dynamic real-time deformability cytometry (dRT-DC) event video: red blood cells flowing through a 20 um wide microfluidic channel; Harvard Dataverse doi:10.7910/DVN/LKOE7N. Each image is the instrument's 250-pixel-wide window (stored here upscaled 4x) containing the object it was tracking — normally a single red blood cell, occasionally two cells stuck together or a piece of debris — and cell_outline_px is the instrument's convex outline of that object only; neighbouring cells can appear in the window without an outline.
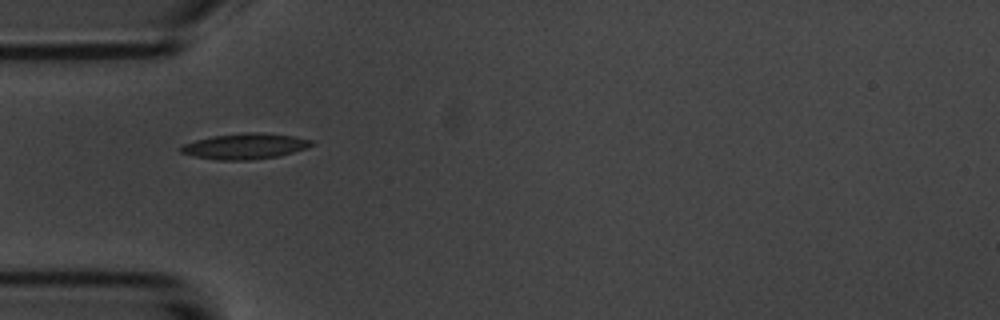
{"species": "common noctule bat (a hibernating species)", "species_latin": "Nyctalus noctula", "temperature_condition": "room temperature", "stored_images_in_passage": 7, "camera_frame_rate_fps": 3000, "um_per_image_px": 0.085, "animal": {"sex": "male", "body_mass_g": 20.1, "forearm_length_mm": 53.5}, "frame": {"image": 1, "passage_image": 1, "time_ms": 0.0, "image_size_px": [1000, 320], "cell_outline_px": [[316, 144], [308, 148], [280, 156], [252, 160], [216, 160], [196, 156], [180, 152], [180, 148], [184, 144], [196, 140], [212, 136], [244, 132], [256, 132], [292, 136], [312, 140]], "centroid_in_image_um": [20.87, 12.43], "position_along_channel_um": 64.1, "area_um2": 19.59}}
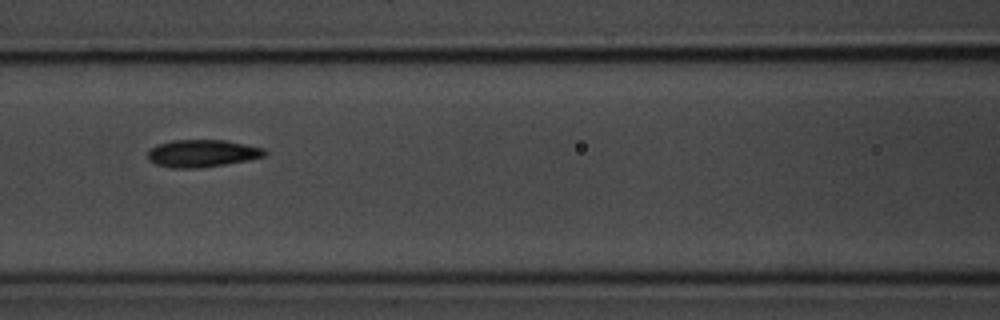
{"frame": {"image": 2, "passage_image": 3, "time_ms": 2.333, "image_size_px": [1000, 320], "cell_outline_px": [[268, 152], [264, 156], [248, 160], [224, 164], [196, 168], [172, 168], [156, 164], [148, 160], [148, 148], [156, 144], [172, 140], [224, 140], [264, 148]], "centroid_in_image_um": [17.14, 13.03], "position_along_channel_um": 149.5, "area_um2": 18.67}}
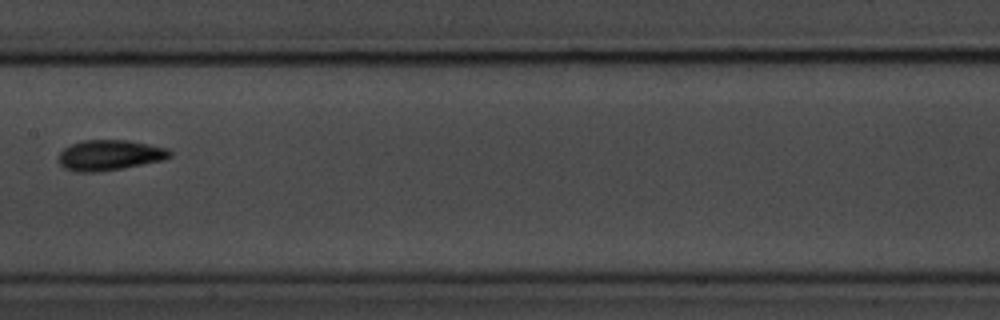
{"frame": {"image": 3, "passage_image": 4, "time_ms": 3.667, "image_size_px": [1000, 320], "cell_outline_px": [[172, 156], [164, 160], [124, 168], [96, 172], [72, 172], [64, 168], [60, 164], [60, 152], [64, 148], [72, 144], [84, 140], [128, 140], [168, 148], [172, 152]], "centroid_in_image_um": [9.35, 13.19], "position_along_channel_um": 198.1, "area_um2": 19.83}}